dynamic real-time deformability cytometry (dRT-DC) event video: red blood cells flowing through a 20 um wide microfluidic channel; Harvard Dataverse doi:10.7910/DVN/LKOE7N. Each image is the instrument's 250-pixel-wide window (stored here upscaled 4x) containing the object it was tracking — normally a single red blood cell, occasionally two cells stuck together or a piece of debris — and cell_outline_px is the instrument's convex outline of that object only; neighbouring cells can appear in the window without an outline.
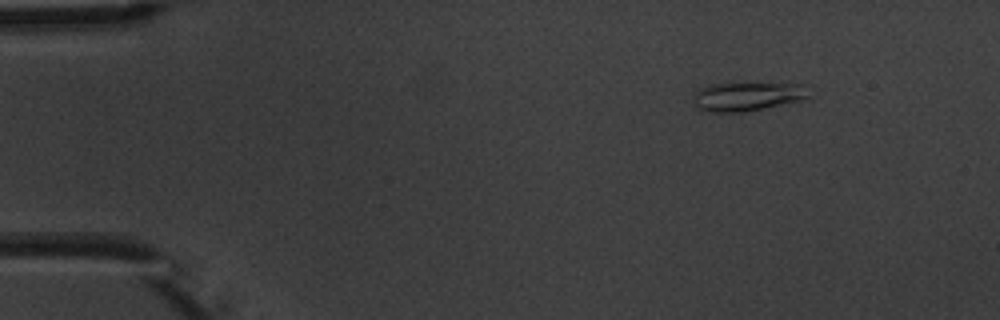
{"species": "common noctule bat (a hibernating species)", "species_latin": "Nyctalus noctula", "temperature_condition": "warm", "stored_images_in_passage": 8, "camera_frame_rate_fps": 3000, "um_per_image_px": 0.085, "animal": {"sex": "male", "body_mass_g": 20.1, "forearm_length_mm": 53.5}, "frame": {"image": 1, "passage_image": 1, "time_ms": 0.0, "image_size_px": [1000, 320], "cell_outline_px": [[812, 84], [808, 96], [800, 100], [744, 112], [716, 112], [696, 108], [692, 100], [692, 92], [708, 84]], "centroid_in_image_um": [63.49, 8.19], "position_along_channel_um": 21.5, "area_um2": 19.42}}
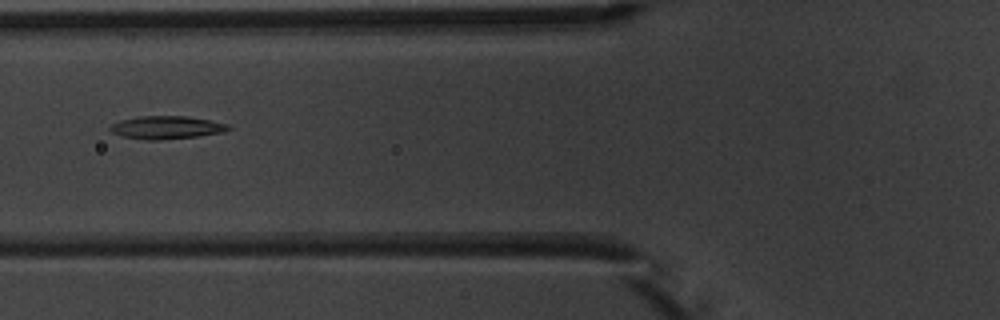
{"frame": {"image": 2, "passage_image": 5, "time_ms": 4.667, "image_size_px": [1000, 320], "cell_outline_px": [[232, 128], [224, 132], [196, 136], [160, 140], [144, 140], [120, 136], [112, 132], [108, 128], [112, 124], [120, 120], [140, 116], [184, 116], [208, 120], [228, 124]], "centroid_in_image_um": [14.12, 10.84], "position_along_channel_um": 111.7, "area_um2": 15.78}}
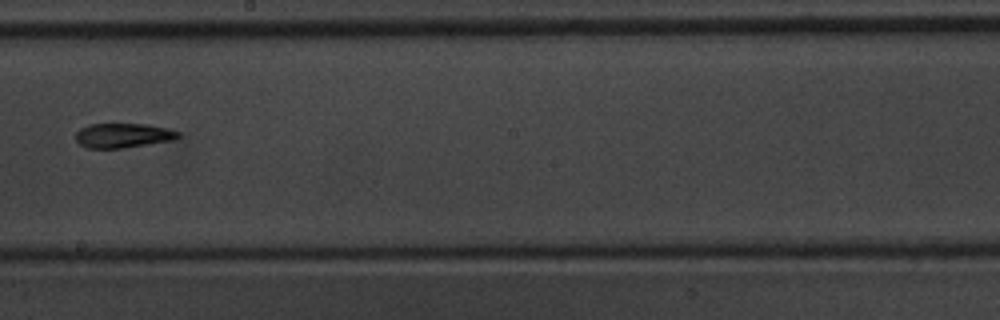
{"frame": {"image": 3, "passage_image": 8, "time_ms": 8.0, "image_size_px": [1000, 320], "cell_outline_px": [[180, 136], [172, 140], [124, 148], [88, 148], [80, 144], [76, 140], [76, 132], [80, 128], [88, 124], [148, 124], [168, 128], [180, 132]], "centroid_in_image_um": [10.46, 11.51], "position_along_channel_um": 237.7, "area_um2": 14.68}}